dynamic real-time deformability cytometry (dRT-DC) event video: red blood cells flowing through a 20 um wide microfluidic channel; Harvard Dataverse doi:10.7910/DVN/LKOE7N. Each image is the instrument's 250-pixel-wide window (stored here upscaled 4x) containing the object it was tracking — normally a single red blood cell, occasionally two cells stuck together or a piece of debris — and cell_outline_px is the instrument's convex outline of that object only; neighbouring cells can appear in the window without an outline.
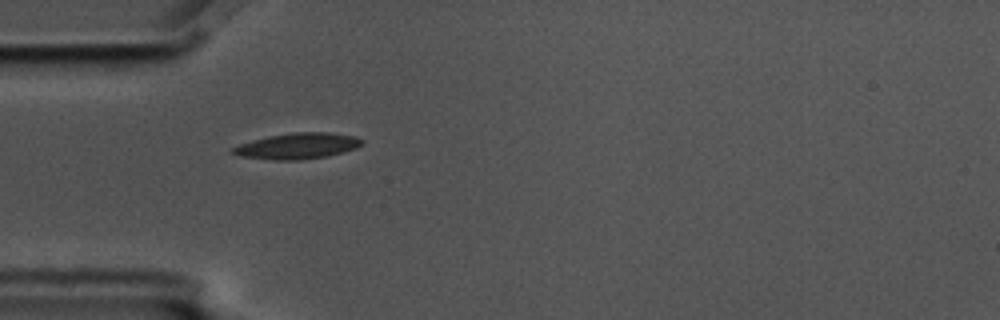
{"species": "common noctule bat (a hibernating species)", "species_latin": "Nyctalus noctula", "temperature_condition": "cold", "stored_images_in_passage": 9, "camera_frame_rate_fps": 3000, "um_per_image_px": 0.085, "animal": {"sex": "male", "body_mass_g": 17.5, "forearm_length_mm": 52.3}, "frame": {"image": 1, "passage_image": 1, "time_ms": 0.0, "image_size_px": [1000, 320], "cell_outline_px": [[364, 144], [356, 148], [328, 156], [300, 160], [276, 160], [240, 156], [232, 152], [228, 148], [252, 140], [268, 136], [292, 132], [328, 132], [356, 136], [364, 140]], "centroid_in_image_um": [25.3, 12.4], "position_along_channel_um": 59.7, "area_um2": 19.65}}
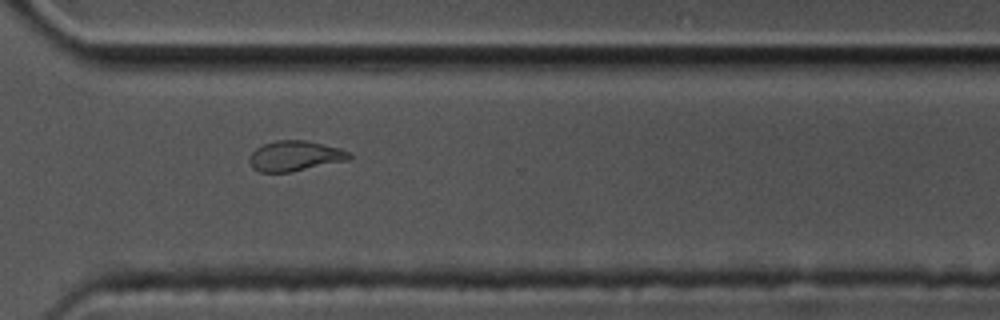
{"frame": {"image": 2, "passage_image": 8, "time_ms": 2.333, "image_size_px": [1000, 320], "cell_outline_px": [[352, 156], [348, 160], [292, 172], [260, 172], [252, 168], [248, 160], [252, 152], [256, 148], [264, 144], [276, 140], [308, 140], [352, 152]], "centroid_in_image_um": [25.07, 13.26], "position_along_channel_um": 345.5, "area_um2": 17.69}}
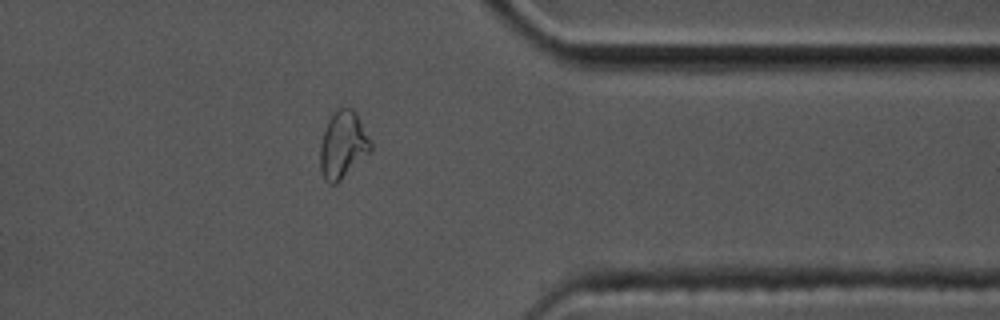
{"frame": {"image": 3, "passage_image": 9, "time_ms": 2.667, "image_size_px": [1000, 320], "cell_outline_px": [[372, 152], [336, 184], [328, 184], [324, 180], [320, 172], [320, 144], [328, 120], [340, 108], [352, 108], [356, 112], [372, 140]], "centroid_in_image_um": [29.18, 12.36], "position_along_channel_um": 382.2, "area_um2": 20.06}}